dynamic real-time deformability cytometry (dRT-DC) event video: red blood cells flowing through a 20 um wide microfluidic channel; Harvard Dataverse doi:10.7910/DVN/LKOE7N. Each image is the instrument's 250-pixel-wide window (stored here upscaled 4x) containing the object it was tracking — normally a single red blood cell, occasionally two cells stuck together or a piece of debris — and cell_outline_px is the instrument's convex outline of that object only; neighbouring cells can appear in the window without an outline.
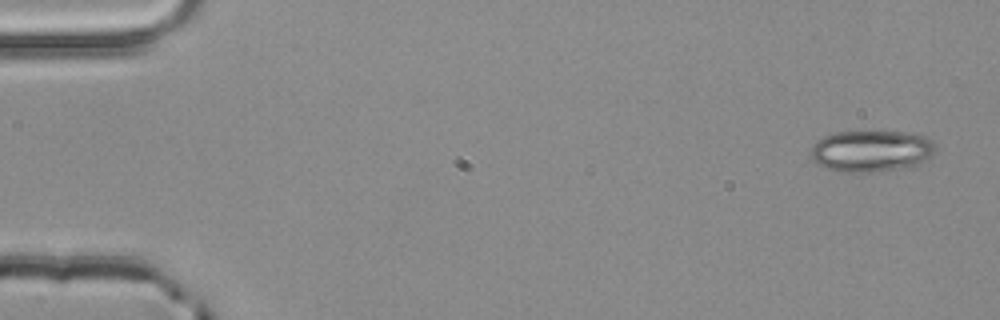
{"species": "common noctule bat (a hibernating species)", "species_latin": "Nyctalus noctula", "temperature_condition": "room temperature", "stored_images_in_passage": 4, "camera_frame_rate_fps": 3000, "um_per_image_px": 0.085, "animal": {"sex": "male", "body_mass_g": 20.4}, "frame": {"image": 1, "passage_image": 1, "time_ms": 0.0, "image_size_px": [1000, 320], "cell_outline_px": [[936, 148], [924, 160], [908, 168], [868, 172], [840, 172], [828, 168], [812, 160], [808, 152], [812, 144], [816, 140], [824, 136], [836, 132], [900, 132], [924, 136]], "centroid_in_image_um": [73.96, 12.84], "position_along_channel_um": 11.0, "area_um2": 29.88}}